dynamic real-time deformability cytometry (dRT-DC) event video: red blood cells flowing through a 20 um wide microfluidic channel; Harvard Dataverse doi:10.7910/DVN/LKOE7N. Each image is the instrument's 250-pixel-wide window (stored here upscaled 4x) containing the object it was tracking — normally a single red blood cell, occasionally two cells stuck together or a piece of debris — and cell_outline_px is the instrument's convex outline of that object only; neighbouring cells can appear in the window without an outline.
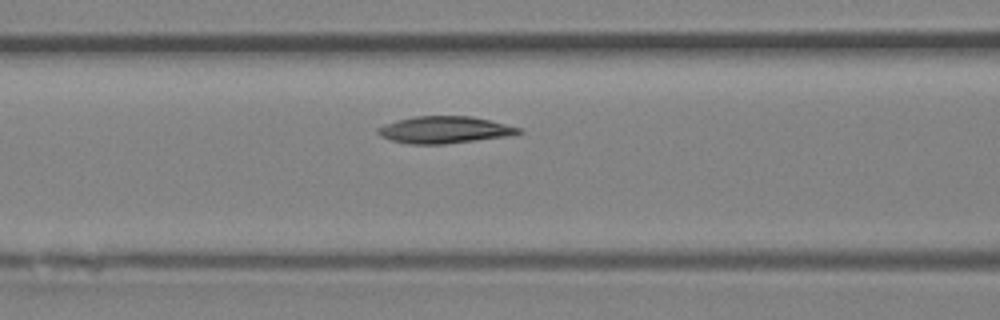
{"species": "Egyptian fruit bat (a non-hibernating species)", "species_latin": "Rousettus aegyptiacus", "temperature_condition": "room temperature", "stored_images_in_passage": 4, "camera_frame_rate_fps": 3000, "um_per_image_px": 0.085, "animal": {"sex": "female"}, "frame": {"image": 1, "passage_image": 4, "time_ms": 1.0, "image_size_px": [1000, 320], "cell_outline_px": [[524, 132], [512, 136], [444, 144], [408, 144], [392, 140], [380, 136], [376, 132], [376, 128], [396, 120], [416, 116], [472, 116], [520, 128]], "centroid_in_image_um": [37.78, 11.04], "position_along_channel_um": 128.8, "area_um2": 22.14}}